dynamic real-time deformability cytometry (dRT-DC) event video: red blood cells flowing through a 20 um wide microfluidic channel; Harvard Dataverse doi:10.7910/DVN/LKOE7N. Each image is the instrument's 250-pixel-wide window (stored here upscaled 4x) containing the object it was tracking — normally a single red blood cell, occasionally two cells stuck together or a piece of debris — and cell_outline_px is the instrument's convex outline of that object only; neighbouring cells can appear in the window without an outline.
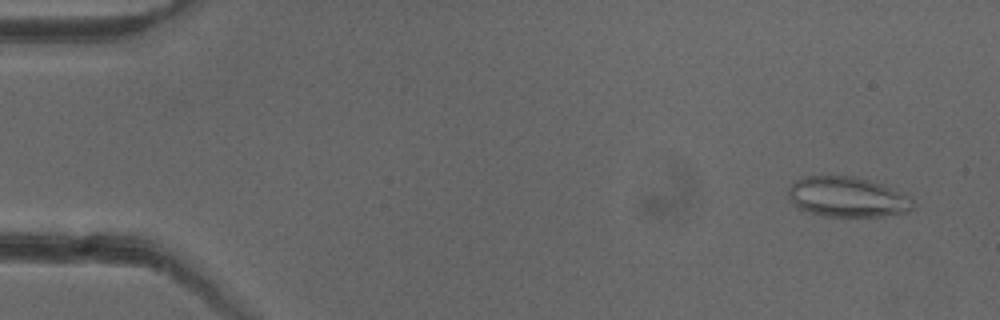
{"species": "common noctule bat (a hibernating species)", "species_latin": "Nyctalus noctula", "temperature_condition": "cold", "stored_images_in_passage": 51, "camera_frame_rate_fps": 3000, "um_per_image_px": 0.085, "animal": {"sex": "female"}, "frame": {"image": 1, "passage_image": 3, "time_ms": 0.667, "image_size_px": [1000, 320], "cell_outline_px": [[912, 208], [908, 212], [884, 216], [824, 216], [808, 212], [796, 208], [788, 196], [788, 188], [796, 180], [804, 176], [856, 176], [880, 184], [908, 196], [912, 200]], "centroid_in_image_um": [71.97, 16.75], "position_along_channel_um": 13.0, "area_um2": 29.02}}
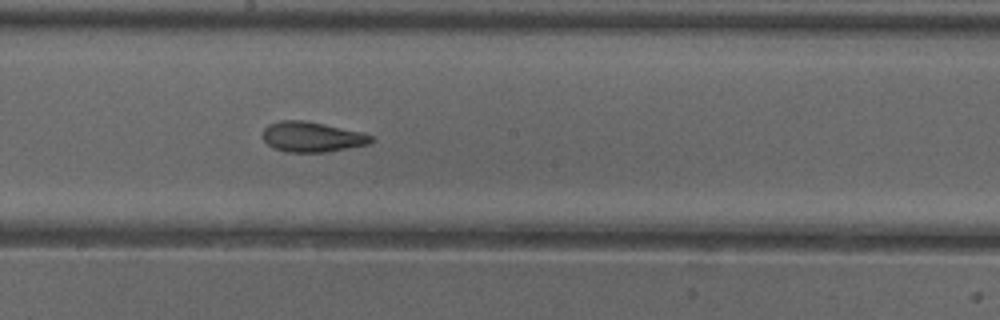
{"frame": {"image": 2, "passage_image": 28, "time_ms": 9.0, "image_size_px": [1000, 320], "cell_outline_px": [[376, 140], [368, 144], [328, 152], [284, 152], [268, 144], [264, 140], [264, 128], [268, 124], [280, 120], [304, 120], [364, 132], [372, 136]], "centroid_in_image_um": [26.56, 11.63], "position_along_channel_um": 221.6, "area_um2": 19.13}}
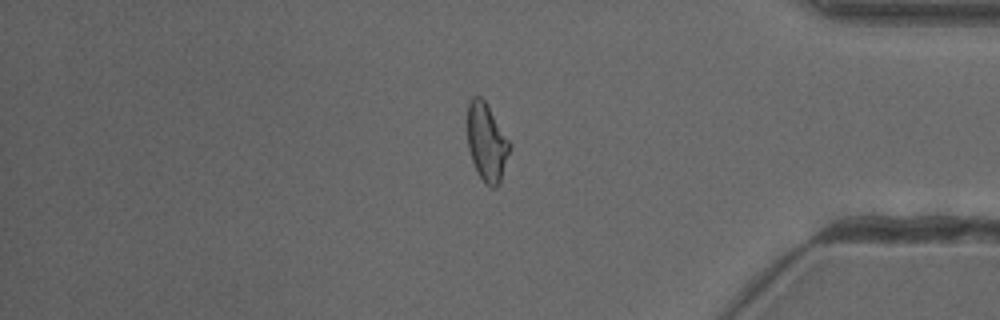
{"frame": {"image": 3, "passage_image": 43, "time_ms": 14.0, "image_size_px": [1000, 320], "cell_outline_px": [[512, 144], [500, 180], [496, 188], [492, 188], [484, 184], [472, 160], [468, 148], [468, 104], [472, 96], [480, 96], [484, 100]], "centroid_in_image_um": [41.37, 12.1], "position_along_channel_um": 393.8, "area_um2": 18.96}, "authors_computed_cell_mechanics": {"area_um2": 20.1144, "velocity_mm_per_s": 3.9811, "shape_relaxation_time_tau1_ms": null, "shape_relaxation_time_tau2_ms": 1.934, "deformation_change_tau1": null, "deformation_change_tau2": 0.101}}